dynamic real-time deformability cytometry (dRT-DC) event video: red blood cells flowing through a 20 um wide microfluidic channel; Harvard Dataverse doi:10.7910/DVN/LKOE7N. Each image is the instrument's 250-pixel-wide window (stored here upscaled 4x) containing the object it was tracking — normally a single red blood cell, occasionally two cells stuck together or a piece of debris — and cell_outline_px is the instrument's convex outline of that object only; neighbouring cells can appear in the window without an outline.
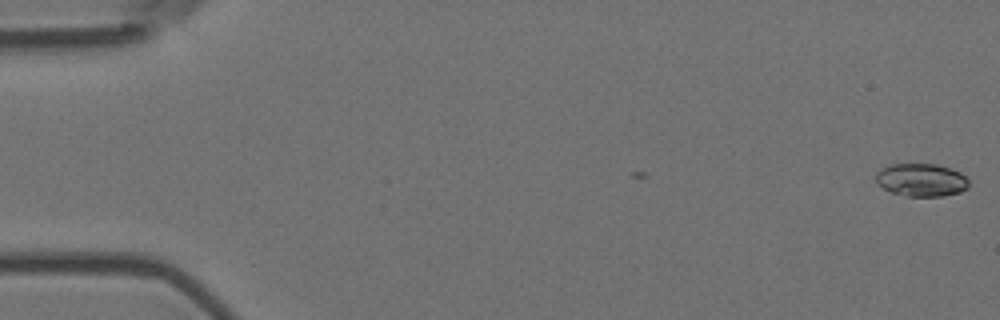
{"species": "Egyptian fruit bat (a non-hibernating species)", "species_latin": "Rousettus aegyptiacus", "temperature_condition": "room temperature", "stored_images_in_passage": 2, "camera_frame_rate_fps": 3000, "um_per_image_px": 0.085, "animal": {"sex": "female"}, "frame": {"image": 1, "passage_image": 2, "time_ms": 0.333, "image_size_px": [1000, 320], "cell_outline_px": [[968, 188], [960, 192], [944, 196], [908, 196], [892, 192], [884, 188], [876, 180], [876, 172], [880, 168], [892, 164], [936, 164], [960, 172], [968, 180]], "centroid_in_image_um": [78.32, 15.29], "position_along_channel_um": 6.7, "area_um2": 17.69}}